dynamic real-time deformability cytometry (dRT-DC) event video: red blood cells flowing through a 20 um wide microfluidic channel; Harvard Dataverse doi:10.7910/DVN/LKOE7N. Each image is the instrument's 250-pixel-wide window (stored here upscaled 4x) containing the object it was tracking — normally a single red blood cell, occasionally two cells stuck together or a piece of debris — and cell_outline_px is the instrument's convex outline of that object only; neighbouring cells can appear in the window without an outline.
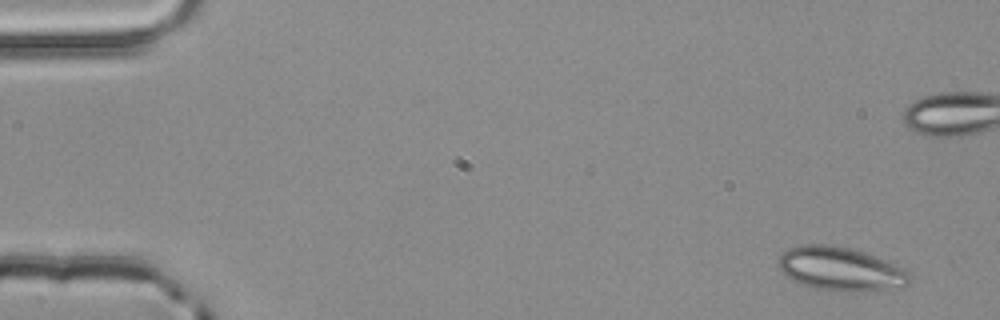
{"species": "common noctule bat (a hibernating species)", "species_latin": "Nyctalus noctula", "temperature_condition": "room temperature", "stored_images_in_passage": 4, "camera_frame_rate_fps": 3000, "um_per_image_px": 0.085, "animal": {"sex": "male", "body_mass_g": 20.4}, "frame": {"image": 1, "passage_image": 1, "time_ms": 0.0, "image_size_px": [1000, 320], "cell_outline_px": [[916, 276], [904, 288], [816, 288], [800, 284], [784, 276], [780, 272], [776, 264], [780, 256], [788, 248], [800, 244], [832, 244], [864, 252], [892, 264]], "centroid_in_image_um": [71.37, 22.8], "position_along_channel_um": 13.6, "area_um2": 32.48}}